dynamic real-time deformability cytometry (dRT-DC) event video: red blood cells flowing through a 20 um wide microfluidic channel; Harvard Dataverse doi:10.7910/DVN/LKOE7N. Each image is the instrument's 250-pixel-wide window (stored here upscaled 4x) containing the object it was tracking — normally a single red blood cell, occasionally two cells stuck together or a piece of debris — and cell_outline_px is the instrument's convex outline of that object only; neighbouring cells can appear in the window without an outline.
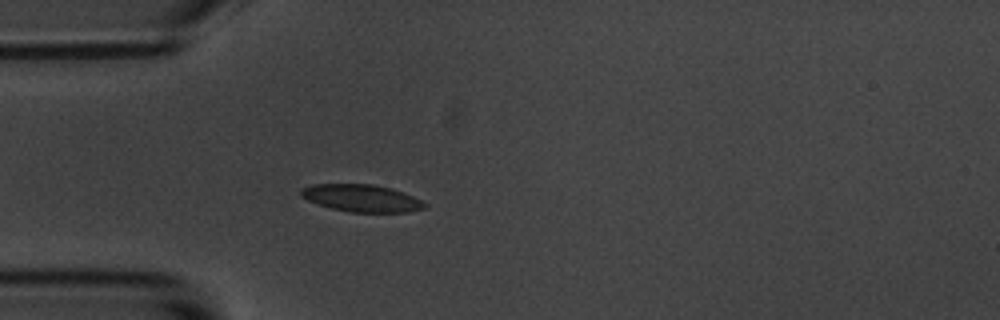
{"species": "common noctule bat (a hibernating species)", "species_latin": "Nyctalus noctula", "temperature_condition": "room temperature", "stored_images_in_passage": 3, "camera_frame_rate_fps": 3000, "um_per_image_px": 0.085, "animal": {"sex": "male", "body_mass_g": 20.1, "forearm_length_mm": 53.5}, "frame": {"image": 1, "passage_image": 3, "time_ms": 3.0, "image_size_px": [1000, 320], "cell_outline_px": [[428, 204], [424, 208], [408, 212], [348, 212], [332, 208], [308, 200], [300, 196], [300, 188], [312, 184], [372, 184], [388, 188], [412, 196]], "centroid_in_image_um": [30.69, 16.84], "position_along_channel_um": 54.3, "area_um2": 19.42}}